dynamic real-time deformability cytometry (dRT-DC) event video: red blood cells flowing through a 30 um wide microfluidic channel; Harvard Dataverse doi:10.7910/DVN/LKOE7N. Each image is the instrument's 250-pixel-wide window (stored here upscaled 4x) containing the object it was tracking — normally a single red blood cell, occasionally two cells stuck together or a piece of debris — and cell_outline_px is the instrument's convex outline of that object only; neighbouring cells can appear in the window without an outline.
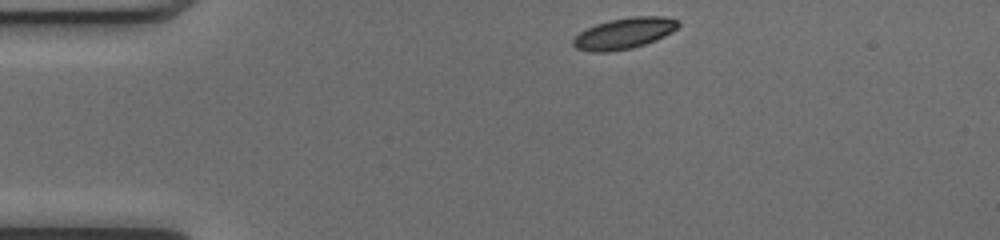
{"species": "common noctule bat (a hibernating species)", "species_latin": "Nyctalus noctula", "temperature_condition": "cold", "stored_images_in_passage": 42, "camera_frame_rate_fps": 3000, "um_per_image_px": 0.085, "animal": {"sex": "female", "body_mass_g": 17.0, "forearm_length_mm": 48.0}, "frame": {"image": 1, "passage_image": 1, "time_ms": 0.0, "image_size_px": [1000, 240], "cell_outline_px": [[680, 24], [672, 32], [656, 40], [632, 48], [608, 52], [588, 52], [576, 48], [572, 44], [572, 40], [580, 32], [596, 24], [612, 20], [632, 16], [664, 16], [680, 20]], "centroid_in_image_um": [53.07, 2.84], "position_along_channel_um": 31.9, "area_um2": 19.02}}
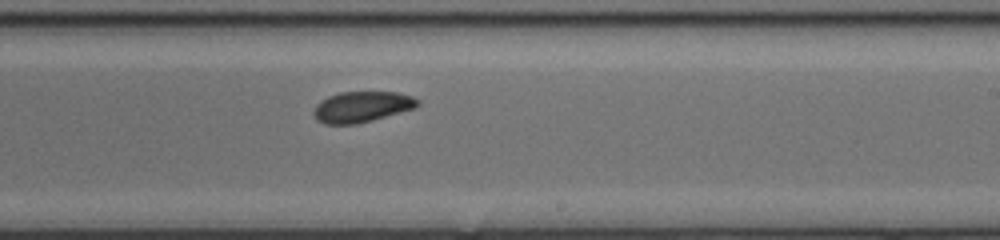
{"frame": {"image": 2, "passage_image": 22, "time_ms": 7.0, "image_size_px": [1000, 240], "cell_outline_px": [[420, 104], [416, 108], [372, 120], [356, 124], [324, 124], [316, 120], [312, 112], [316, 104], [320, 100], [328, 96], [340, 92], [396, 92], [412, 96], [420, 100]], "centroid_in_image_um": [30.74, 9.08], "position_along_channel_um": 258.3, "area_um2": 18.84}}
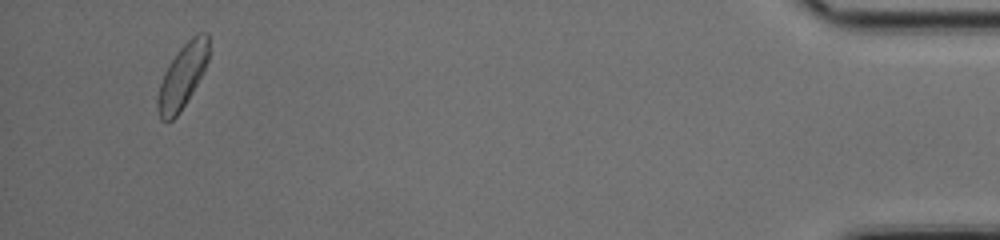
{"frame": {"image": 3, "passage_image": 40, "time_ms": 13.0, "image_size_px": [1000, 240], "cell_outline_px": [[208, 60], [192, 92], [180, 112], [168, 124], [160, 120], [156, 108], [156, 100], [160, 84], [164, 72], [168, 64], [180, 48], [192, 36], [200, 32], [208, 32]], "centroid_in_image_um": [15.46, 6.52], "position_along_channel_um": 419.7, "area_um2": 19.02}, "authors_computed_cell_mechanics": {"area_um2": 18.9873, "velocity_mm_per_s": 3.996, "shape_relaxation_time_tau1_ms": 2.0936, "shape_relaxation_time_tau2_ms": 3.9606, "deformation_change_tau1": 0.0816, "deformation_change_tau2": 0.0732}}